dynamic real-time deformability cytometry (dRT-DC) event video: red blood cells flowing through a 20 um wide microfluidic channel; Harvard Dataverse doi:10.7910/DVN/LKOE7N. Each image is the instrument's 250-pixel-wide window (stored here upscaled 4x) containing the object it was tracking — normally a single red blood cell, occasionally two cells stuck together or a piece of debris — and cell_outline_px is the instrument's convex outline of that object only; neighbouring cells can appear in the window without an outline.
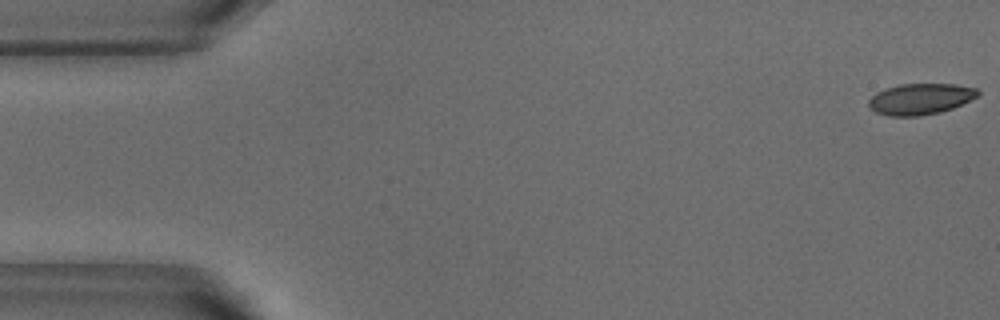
{"species": "common noctule bat (a hibernating species)", "species_latin": "Nyctalus noctula", "temperature_condition": "warm", "stored_images_in_passage": 52, "camera_frame_rate_fps": 3000, "um_per_image_px": 0.085, "animal": {"sex": "male", "body_mass_g": 18.8}, "frame": {"image": 1, "passage_image": 1, "time_ms": 0.0, "image_size_px": [1000, 320], "cell_outline_px": [[980, 96], [952, 108], [940, 112], [920, 116], [888, 116], [876, 112], [868, 108], [868, 100], [876, 92], [900, 84], [956, 84], [976, 88], [980, 92]], "centroid_in_image_um": [78.23, 8.42], "position_along_channel_um": 6.8, "area_um2": 19.88}}
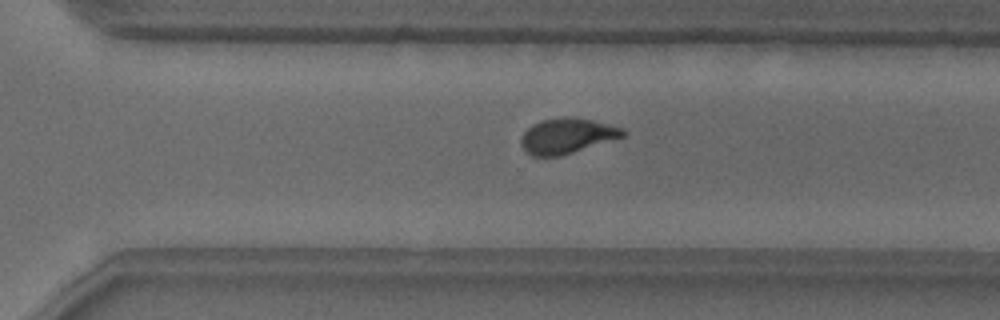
{"frame": {"image": 2, "passage_image": 36, "time_ms": 11.667, "image_size_px": [1000, 320], "cell_outline_px": [[628, 132], [624, 136], [560, 156], [532, 156], [520, 144], [520, 140], [524, 132], [532, 124], [544, 120], [564, 116], [572, 116], [592, 120], [624, 128]], "centroid_in_image_um": [48.2, 11.53], "position_along_channel_um": 322.4, "area_um2": 20.81}}
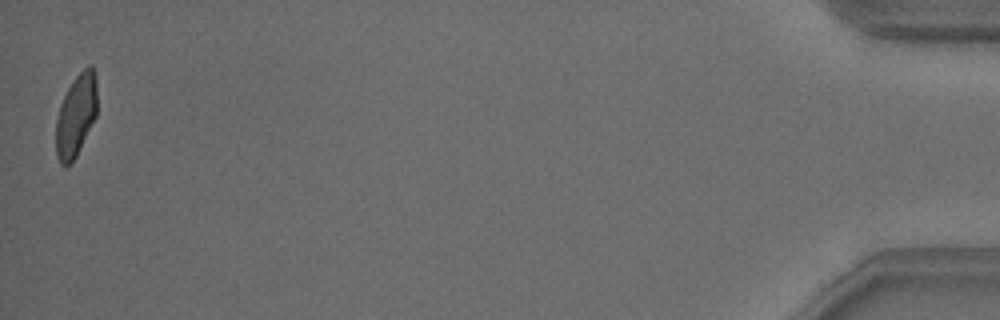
{"frame": {"image": 3, "passage_image": 52, "time_ms": 17.0, "image_size_px": [1000, 320], "cell_outline_px": [[96, 116], [76, 156], [68, 164], [60, 164], [56, 156], [56, 120], [60, 104], [72, 80], [88, 64], [92, 64], [96, 72]], "centroid_in_image_um": [6.46, 9.76], "position_along_channel_um": 428.7, "area_um2": 19.65}, "authors_computed_cell_mechanics": {"area_um2": 20.9525, "velocity_mm_per_s": 3.8241, "shape_relaxation_time_tau1_ms": 4.315, "shape_relaxation_time_tau2_ms": 0.9992, "deformation_change_tau1": 0.1535, "deformation_change_tau2": 0.0466}}